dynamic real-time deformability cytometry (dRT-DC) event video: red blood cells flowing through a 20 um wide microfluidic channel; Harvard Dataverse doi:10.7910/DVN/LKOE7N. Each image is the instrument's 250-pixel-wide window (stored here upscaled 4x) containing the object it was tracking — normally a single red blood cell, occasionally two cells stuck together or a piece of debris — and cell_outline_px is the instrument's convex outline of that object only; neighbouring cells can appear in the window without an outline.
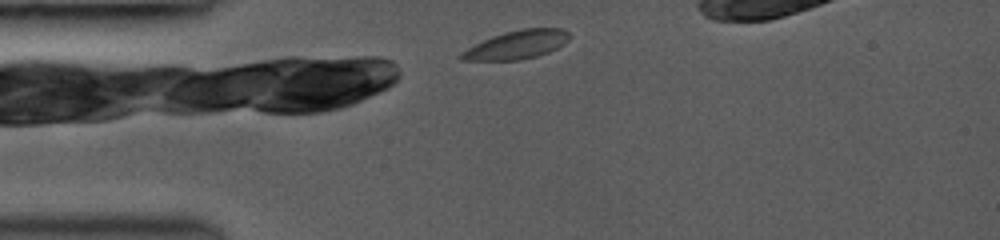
{"species": "common noctule bat (a hibernating species)", "species_latin": "Nyctalus noctula", "temperature_condition": "room temperature", "stored_images_in_passage": 5, "camera_frame_rate_fps": 3000, "um_per_image_px": 0.085, "animal": {"sex": "female", "body_mass_g": 19.0, "forearm_length_mm": 53.3}, "frame": {"image": 1, "passage_image": 1, "time_ms": 0.0, "image_size_px": [1000, 240], "cell_outline_px": [[568, 40], [564, 44], [548, 52], [536, 56], [520, 60], [460, 60], [456, 56], [460, 52], [492, 36], [504, 32], [520, 28], [560, 28], [568, 32]], "centroid_in_image_um": [43.89, 3.8], "position_along_channel_um": 41.1, "area_um2": 17.86}}
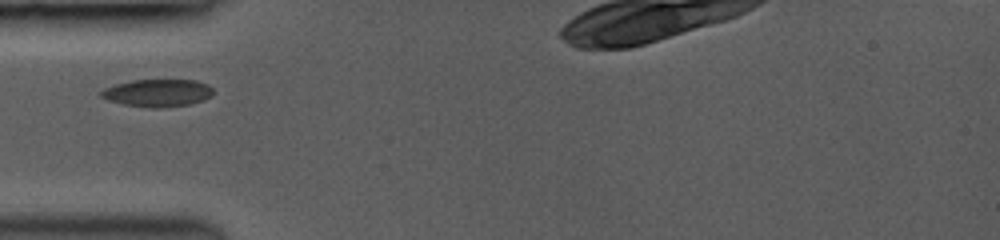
{"frame": {"image": 2, "passage_image": 3, "time_ms": 1.333, "image_size_px": [1000, 240], "cell_outline_px": [[212, 96], [204, 100], [188, 104], [160, 108], [152, 108], [124, 104], [108, 100], [100, 96], [100, 92], [104, 88], [116, 84], [132, 80], [196, 80], [208, 84], [212, 88]], "centroid_in_image_um": [13.4, 7.89], "position_along_channel_um": 71.6, "area_um2": 17.92}}
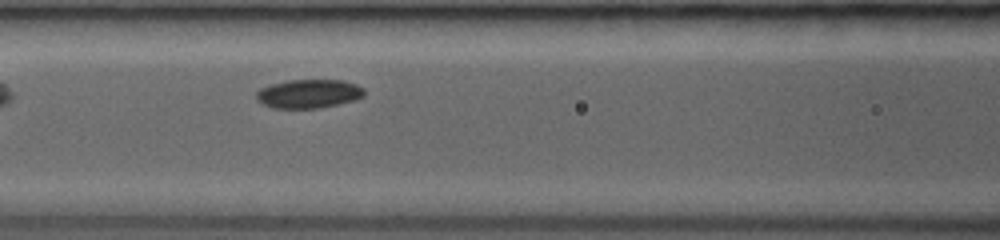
{"frame": {"image": 3, "passage_image": 5, "time_ms": 3.0, "image_size_px": [1000, 240], "cell_outline_px": [[364, 96], [356, 100], [320, 108], [272, 108], [256, 100], [256, 92], [260, 88], [272, 84], [288, 80], [344, 80], [356, 84], [364, 88]], "centroid_in_image_um": [26.25, 7.97], "position_along_channel_um": 140.3, "area_um2": 18.21}}